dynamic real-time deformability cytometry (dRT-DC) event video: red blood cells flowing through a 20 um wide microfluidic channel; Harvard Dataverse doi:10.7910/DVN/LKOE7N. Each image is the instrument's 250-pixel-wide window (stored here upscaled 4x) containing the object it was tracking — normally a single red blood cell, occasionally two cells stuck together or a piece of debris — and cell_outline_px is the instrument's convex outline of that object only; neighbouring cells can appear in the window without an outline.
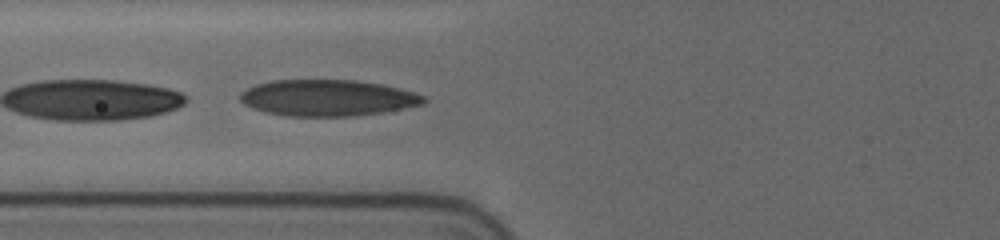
{"species": "human", "species_latin": "Homo sapiens", "temperature_condition": "cold", "stored_images_in_passage": 10, "camera_frame_rate_fps": 3000, "um_per_image_px": 0.085, "donor": {"sex": "female"}, "frame": {"image": 1, "passage_image": 6, "time_ms": 1.667, "image_size_px": [1000, 240], "cell_outline_px": [[428, 100], [424, 104], [404, 108], [380, 112], [352, 116], [288, 116], [264, 112], [252, 108], [244, 104], [240, 100], [240, 92], [256, 84], [272, 80], [356, 80], [380, 84], [400, 88], [424, 96]], "centroid_in_image_um": [27.82, 8.32], "position_along_channel_um": 98.0, "area_um2": 38.78}}